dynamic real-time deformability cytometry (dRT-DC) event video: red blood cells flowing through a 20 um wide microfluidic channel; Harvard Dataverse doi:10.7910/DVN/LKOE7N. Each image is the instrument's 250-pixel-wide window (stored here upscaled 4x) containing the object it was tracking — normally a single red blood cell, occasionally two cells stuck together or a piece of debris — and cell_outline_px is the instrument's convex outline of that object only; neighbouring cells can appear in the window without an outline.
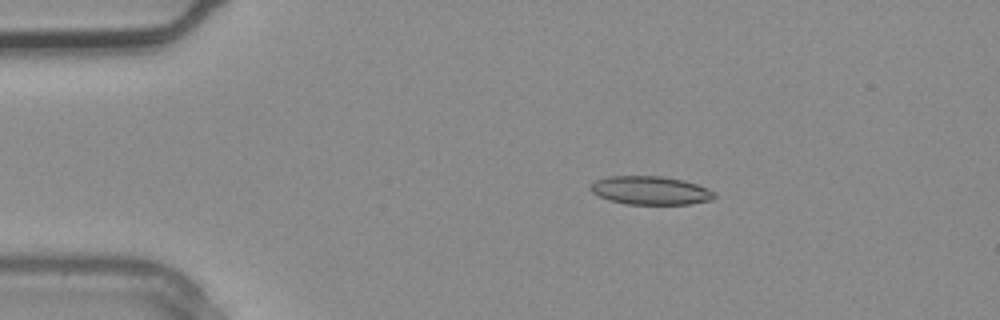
{"species": "common noctule bat (a hibernating species)", "species_latin": "Nyctalus noctula", "temperature_condition": "warm", "stored_images_in_passage": 2, "camera_frame_rate_fps": 3000, "um_per_image_px": 0.085, "animal": {"sex": "male", "body_mass_g": 20.4}, "frame": {"image": 1, "passage_image": 1, "time_ms": 0.0, "image_size_px": [1000, 320], "cell_outline_px": [[716, 196], [712, 200], [688, 204], [628, 204], [608, 200], [592, 192], [588, 188], [596, 180], [608, 176], [664, 176], [684, 180], [708, 188], [716, 192]], "centroid_in_image_um": [55.31, 16.18], "position_along_channel_um": 29.7, "area_um2": 20.63}}